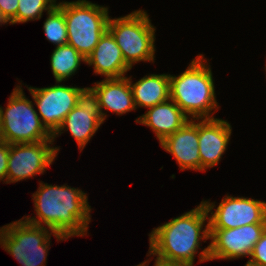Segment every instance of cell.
<instances>
[{
	"mask_svg": "<svg viewBox=\"0 0 266 266\" xmlns=\"http://www.w3.org/2000/svg\"><path fill=\"white\" fill-rule=\"evenodd\" d=\"M208 239H210L209 215L201 202L194 209L152 229L149 233L147 257L152 255L162 261L194 266L197 253H199V263L210 261V245L201 252L198 251L201 249V241L206 243Z\"/></svg>",
	"mask_w": 266,
	"mask_h": 266,
	"instance_id": "1",
	"label": "cell"
},
{
	"mask_svg": "<svg viewBox=\"0 0 266 266\" xmlns=\"http://www.w3.org/2000/svg\"><path fill=\"white\" fill-rule=\"evenodd\" d=\"M86 194L67 184L59 186L41 181L32 195L37 216L22 218L31 224L49 228L67 240L73 236H87L92 209Z\"/></svg>",
	"mask_w": 266,
	"mask_h": 266,
	"instance_id": "2",
	"label": "cell"
},
{
	"mask_svg": "<svg viewBox=\"0 0 266 266\" xmlns=\"http://www.w3.org/2000/svg\"><path fill=\"white\" fill-rule=\"evenodd\" d=\"M207 63L204 55L199 54L185 71L177 76L169 75L170 99L190 119L214 118L219 109L212 68Z\"/></svg>",
	"mask_w": 266,
	"mask_h": 266,
	"instance_id": "3",
	"label": "cell"
},
{
	"mask_svg": "<svg viewBox=\"0 0 266 266\" xmlns=\"http://www.w3.org/2000/svg\"><path fill=\"white\" fill-rule=\"evenodd\" d=\"M57 6L64 12L67 44L87 58L108 30L109 7L89 0L60 1Z\"/></svg>",
	"mask_w": 266,
	"mask_h": 266,
	"instance_id": "4",
	"label": "cell"
},
{
	"mask_svg": "<svg viewBox=\"0 0 266 266\" xmlns=\"http://www.w3.org/2000/svg\"><path fill=\"white\" fill-rule=\"evenodd\" d=\"M108 31L122 51L124 61L132 69L139 62L155 60L156 27L152 25L147 12L143 9L118 18L109 17Z\"/></svg>",
	"mask_w": 266,
	"mask_h": 266,
	"instance_id": "5",
	"label": "cell"
},
{
	"mask_svg": "<svg viewBox=\"0 0 266 266\" xmlns=\"http://www.w3.org/2000/svg\"><path fill=\"white\" fill-rule=\"evenodd\" d=\"M33 103L26 97L22 83L16 85L6 107L0 105V140L9 144L53 140V135L42 124Z\"/></svg>",
	"mask_w": 266,
	"mask_h": 266,
	"instance_id": "6",
	"label": "cell"
},
{
	"mask_svg": "<svg viewBox=\"0 0 266 266\" xmlns=\"http://www.w3.org/2000/svg\"><path fill=\"white\" fill-rule=\"evenodd\" d=\"M51 235L57 241L67 240L49 228L31 224L21 218L4 225L0 246L21 266H46Z\"/></svg>",
	"mask_w": 266,
	"mask_h": 266,
	"instance_id": "7",
	"label": "cell"
},
{
	"mask_svg": "<svg viewBox=\"0 0 266 266\" xmlns=\"http://www.w3.org/2000/svg\"><path fill=\"white\" fill-rule=\"evenodd\" d=\"M201 202L210 215L209 229H231L247 224L266 223L265 201L227 194L217 207L215 202L209 200Z\"/></svg>",
	"mask_w": 266,
	"mask_h": 266,
	"instance_id": "8",
	"label": "cell"
},
{
	"mask_svg": "<svg viewBox=\"0 0 266 266\" xmlns=\"http://www.w3.org/2000/svg\"><path fill=\"white\" fill-rule=\"evenodd\" d=\"M53 140L9 144L6 184L20 182L44 174L60 151Z\"/></svg>",
	"mask_w": 266,
	"mask_h": 266,
	"instance_id": "9",
	"label": "cell"
},
{
	"mask_svg": "<svg viewBox=\"0 0 266 266\" xmlns=\"http://www.w3.org/2000/svg\"><path fill=\"white\" fill-rule=\"evenodd\" d=\"M51 87H28L37 113L42 124L53 135L61 126L64 118L77 105L78 96L83 88L76 86L62 85V82Z\"/></svg>",
	"mask_w": 266,
	"mask_h": 266,
	"instance_id": "10",
	"label": "cell"
},
{
	"mask_svg": "<svg viewBox=\"0 0 266 266\" xmlns=\"http://www.w3.org/2000/svg\"><path fill=\"white\" fill-rule=\"evenodd\" d=\"M103 123L95 91L91 87H83L77 105L53 134V141L58 135L61 136L65 131H69L81 152Z\"/></svg>",
	"mask_w": 266,
	"mask_h": 266,
	"instance_id": "11",
	"label": "cell"
},
{
	"mask_svg": "<svg viewBox=\"0 0 266 266\" xmlns=\"http://www.w3.org/2000/svg\"><path fill=\"white\" fill-rule=\"evenodd\" d=\"M266 230V223L247 224L231 229H210V260L250 257L254 245Z\"/></svg>",
	"mask_w": 266,
	"mask_h": 266,
	"instance_id": "12",
	"label": "cell"
},
{
	"mask_svg": "<svg viewBox=\"0 0 266 266\" xmlns=\"http://www.w3.org/2000/svg\"><path fill=\"white\" fill-rule=\"evenodd\" d=\"M231 124L219 118L198 119V148L201 158V172L219 164L227 150Z\"/></svg>",
	"mask_w": 266,
	"mask_h": 266,
	"instance_id": "13",
	"label": "cell"
},
{
	"mask_svg": "<svg viewBox=\"0 0 266 266\" xmlns=\"http://www.w3.org/2000/svg\"><path fill=\"white\" fill-rule=\"evenodd\" d=\"M161 148L173 155L181 171H201L198 148V119H190L180 129L165 138Z\"/></svg>",
	"mask_w": 266,
	"mask_h": 266,
	"instance_id": "14",
	"label": "cell"
},
{
	"mask_svg": "<svg viewBox=\"0 0 266 266\" xmlns=\"http://www.w3.org/2000/svg\"><path fill=\"white\" fill-rule=\"evenodd\" d=\"M91 88L98 97L99 109L104 122L108 117L106 110L120 116L137 109L127 76L104 78L95 82Z\"/></svg>",
	"mask_w": 266,
	"mask_h": 266,
	"instance_id": "15",
	"label": "cell"
},
{
	"mask_svg": "<svg viewBox=\"0 0 266 266\" xmlns=\"http://www.w3.org/2000/svg\"><path fill=\"white\" fill-rule=\"evenodd\" d=\"M86 64L93 67L95 74L105 76V78H121L131 70L124 61L121 49L108 30L86 58Z\"/></svg>",
	"mask_w": 266,
	"mask_h": 266,
	"instance_id": "16",
	"label": "cell"
},
{
	"mask_svg": "<svg viewBox=\"0 0 266 266\" xmlns=\"http://www.w3.org/2000/svg\"><path fill=\"white\" fill-rule=\"evenodd\" d=\"M190 118L171 99L148 108L135 122L150 127L159 144L180 129Z\"/></svg>",
	"mask_w": 266,
	"mask_h": 266,
	"instance_id": "17",
	"label": "cell"
},
{
	"mask_svg": "<svg viewBox=\"0 0 266 266\" xmlns=\"http://www.w3.org/2000/svg\"><path fill=\"white\" fill-rule=\"evenodd\" d=\"M170 74H148L133 83L128 77L136 108H151L170 99Z\"/></svg>",
	"mask_w": 266,
	"mask_h": 266,
	"instance_id": "18",
	"label": "cell"
},
{
	"mask_svg": "<svg viewBox=\"0 0 266 266\" xmlns=\"http://www.w3.org/2000/svg\"><path fill=\"white\" fill-rule=\"evenodd\" d=\"M81 62L86 63V58L73 46L68 44L55 46L51 54L50 64L56 82L68 80L79 70Z\"/></svg>",
	"mask_w": 266,
	"mask_h": 266,
	"instance_id": "19",
	"label": "cell"
},
{
	"mask_svg": "<svg viewBox=\"0 0 266 266\" xmlns=\"http://www.w3.org/2000/svg\"><path fill=\"white\" fill-rule=\"evenodd\" d=\"M46 39L56 47L67 44V27L64 12L56 5L47 12V18L43 23Z\"/></svg>",
	"mask_w": 266,
	"mask_h": 266,
	"instance_id": "20",
	"label": "cell"
},
{
	"mask_svg": "<svg viewBox=\"0 0 266 266\" xmlns=\"http://www.w3.org/2000/svg\"><path fill=\"white\" fill-rule=\"evenodd\" d=\"M57 0H18L17 23L40 20L43 12L51 11Z\"/></svg>",
	"mask_w": 266,
	"mask_h": 266,
	"instance_id": "21",
	"label": "cell"
},
{
	"mask_svg": "<svg viewBox=\"0 0 266 266\" xmlns=\"http://www.w3.org/2000/svg\"><path fill=\"white\" fill-rule=\"evenodd\" d=\"M18 0H0V26L17 24Z\"/></svg>",
	"mask_w": 266,
	"mask_h": 266,
	"instance_id": "22",
	"label": "cell"
},
{
	"mask_svg": "<svg viewBox=\"0 0 266 266\" xmlns=\"http://www.w3.org/2000/svg\"><path fill=\"white\" fill-rule=\"evenodd\" d=\"M248 263L254 266H266V230L259 241L254 245Z\"/></svg>",
	"mask_w": 266,
	"mask_h": 266,
	"instance_id": "23",
	"label": "cell"
},
{
	"mask_svg": "<svg viewBox=\"0 0 266 266\" xmlns=\"http://www.w3.org/2000/svg\"><path fill=\"white\" fill-rule=\"evenodd\" d=\"M9 158V143L0 140V182L6 183Z\"/></svg>",
	"mask_w": 266,
	"mask_h": 266,
	"instance_id": "24",
	"label": "cell"
},
{
	"mask_svg": "<svg viewBox=\"0 0 266 266\" xmlns=\"http://www.w3.org/2000/svg\"><path fill=\"white\" fill-rule=\"evenodd\" d=\"M152 261V259L149 258V260H145V266H148L149 263ZM154 266H193L186 263H176V262H166L159 259H155Z\"/></svg>",
	"mask_w": 266,
	"mask_h": 266,
	"instance_id": "25",
	"label": "cell"
},
{
	"mask_svg": "<svg viewBox=\"0 0 266 266\" xmlns=\"http://www.w3.org/2000/svg\"><path fill=\"white\" fill-rule=\"evenodd\" d=\"M4 226L0 227V242H1V234L3 232Z\"/></svg>",
	"mask_w": 266,
	"mask_h": 266,
	"instance_id": "26",
	"label": "cell"
},
{
	"mask_svg": "<svg viewBox=\"0 0 266 266\" xmlns=\"http://www.w3.org/2000/svg\"><path fill=\"white\" fill-rule=\"evenodd\" d=\"M136 266H145V261L140 263V264H138V265H136Z\"/></svg>",
	"mask_w": 266,
	"mask_h": 266,
	"instance_id": "27",
	"label": "cell"
},
{
	"mask_svg": "<svg viewBox=\"0 0 266 266\" xmlns=\"http://www.w3.org/2000/svg\"><path fill=\"white\" fill-rule=\"evenodd\" d=\"M244 266H254V265H252V264L246 262V264H245Z\"/></svg>",
	"mask_w": 266,
	"mask_h": 266,
	"instance_id": "28",
	"label": "cell"
}]
</instances>
